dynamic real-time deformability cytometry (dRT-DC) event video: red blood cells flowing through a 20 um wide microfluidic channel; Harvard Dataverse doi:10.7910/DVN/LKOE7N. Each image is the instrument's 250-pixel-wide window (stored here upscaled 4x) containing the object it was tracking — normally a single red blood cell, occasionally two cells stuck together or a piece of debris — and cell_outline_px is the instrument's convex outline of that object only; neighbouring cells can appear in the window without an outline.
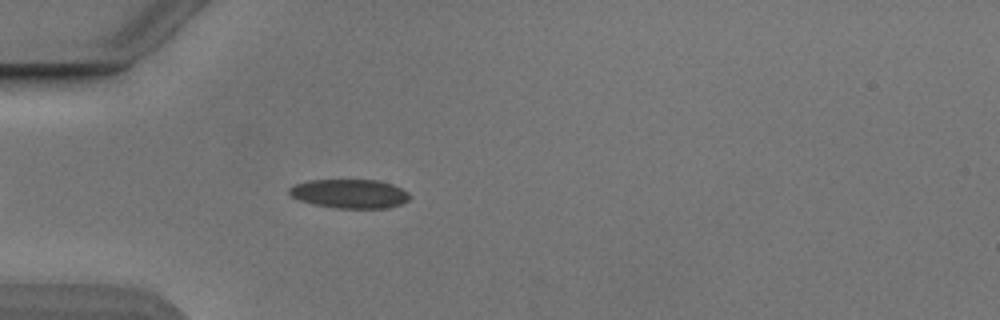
{"species": "Egyptian fruit bat (a non-hibernating species)", "species_latin": "Rousettus aegyptiacus", "temperature_condition": "cold", "stored_images_in_passage": 36, "camera_frame_rate_fps": 3000, "um_per_image_px": 0.085, "animal": {"sex": "male"}, "frame": {"image": 1, "passage_image": 1, "time_ms": 0.0, "image_size_px": [1000, 320], "cell_outline_px": [[412, 196], [408, 200], [400, 204], [388, 208], [336, 208], [312, 204], [300, 200], [292, 196], [288, 192], [288, 188], [296, 184], [308, 180], [380, 180], [392, 184], [408, 192]], "centroid_in_image_um": [29.73, 16.46], "position_along_channel_um": 55.3, "area_um2": 20.4}}
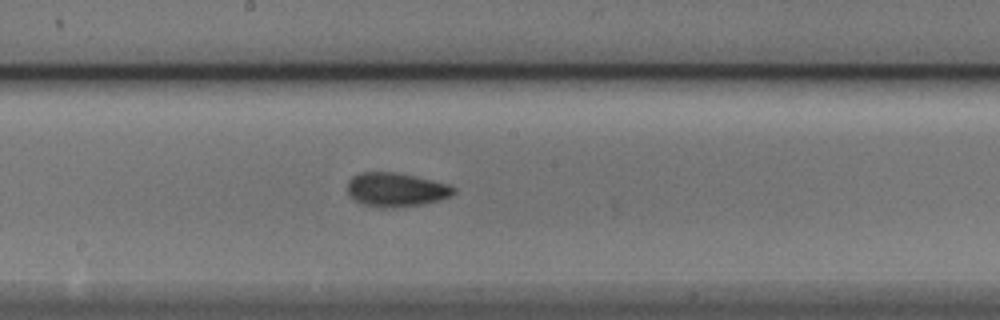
{"frame": {"image": 2, "passage_image": 14, "time_ms": 4.333, "image_size_px": [1000, 320], "cell_outline_px": [[456, 192], [452, 196], [440, 200], [424, 204], [392, 208], [364, 204], [356, 200], [348, 192], [348, 180], [352, 176], [360, 172], [396, 172], [416, 176], [448, 184], [456, 188]], "centroid_in_image_um": [33.71, 16.11], "position_along_channel_um": 214.5, "area_um2": 20.98}}
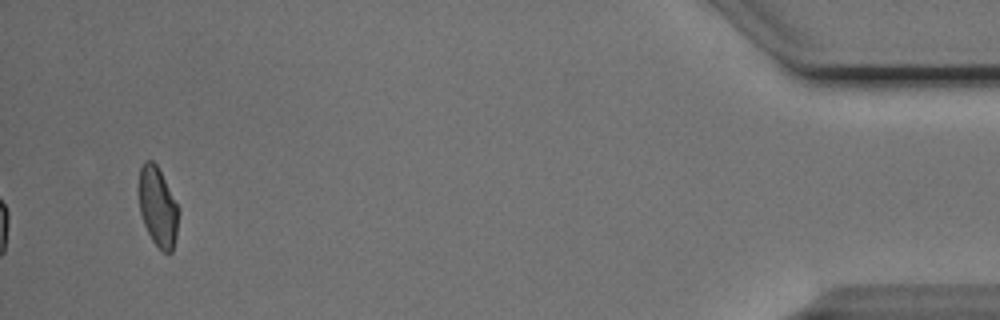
{"frame": {"image": 3, "passage_image": 36, "time_ms": 11.667, "image_size_px": [1000, 320], "cell_outline_px": [[180, 212], [176, 236], [172, 252], [168, 256], [152, 240], [144, 224], [140, 212], [140, 168], [144, 160], [152, 160], [156, 164], [180, 208]], "centroid_in_image_um": [13.45, 17.61], "position_along_channel_um": 421.7, "area_um2": 18.32}, "authors_computed_cell_mechanics": {"area_um2": 19.7676, "velocity_mm_per_s": 3.873, "shape_relaxation_time_tau1_ms": 6.532, "shape_relaxation_time_tau2_ms": 2.0349, "deformation_change_tau1": 0.1525, "deformation_change_tau2": 0.0639}}